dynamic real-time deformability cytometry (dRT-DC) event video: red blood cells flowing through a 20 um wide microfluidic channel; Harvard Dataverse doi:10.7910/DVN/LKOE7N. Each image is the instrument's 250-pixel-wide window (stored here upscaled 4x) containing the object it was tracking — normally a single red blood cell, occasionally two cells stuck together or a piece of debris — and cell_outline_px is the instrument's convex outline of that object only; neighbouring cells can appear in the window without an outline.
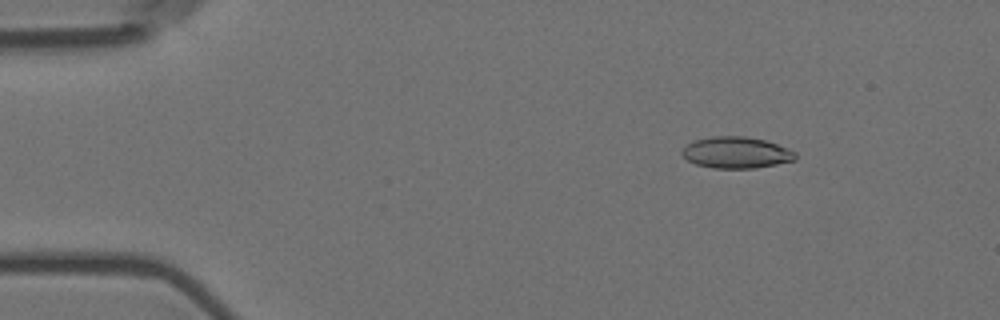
{"species": "Egyptian fruit bat (a non-hibernating species)", "species_latin": "Rousettus aegyptiacus", "temperature_condition": "room temperature", "stored_images_in_passage": 57, "camera_frame_rate_fps": 3000, "um_per_image_px": 0.085, "animal": {"sex": "female"}, "frame": {"image": 1, "passage_image": 8, "time_ms": 2.333, "image_size_px": [1000, 320], "cell_outline_px": [[796, 160], [756, 168], [712, 168], [696, 164], [688, 160], [680, 152], [688, 144], [696, 140], [712, 136], [744, 136], [764, 140], [788, 148], [796, 152]], "centroid_in_image_um": [62.6, 12.97], "position_along_channel_um": 22.4, "area_um2": 20.63}}
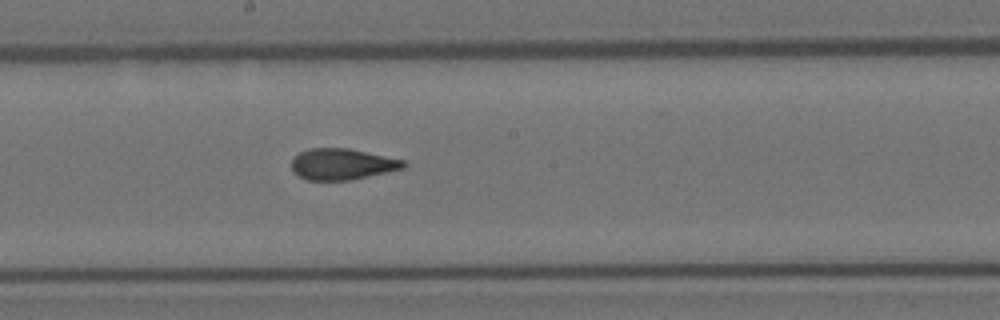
{"frame": {"image": 2, "passage_image": 31, "time_ms": 10.0, "image_size_px": [1000, 320], "cell_outline_px": [[408, 164], [404, 168], [352, 180], [308, 180], [300, 176], [292, 168], [292, 156], [300, 152], [312, 148], [348, 148], [404, 160]], "centroid_in_image_um": [29.09, 13.95], "position_along_channel_um": 219.1, "area_um2": 20.23}}
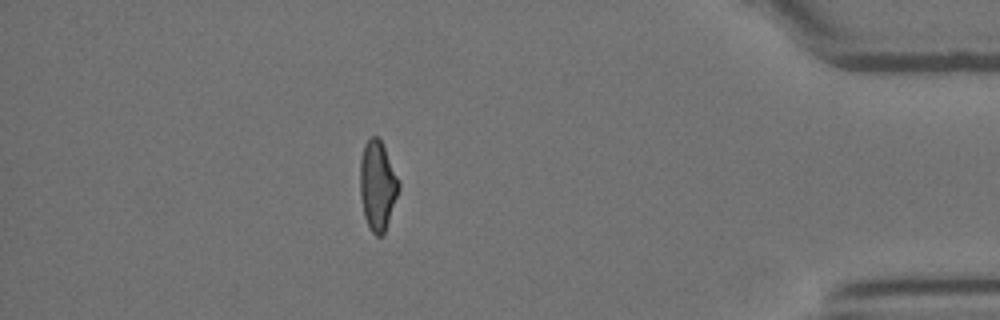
{"frame": {"image": 3, "passage_image": 50, "time_ms": 16.333, "image_size_px": [1000, 320], "cell_outline_px": [[400, 188], [384, 232], [380, 236], [376, 236], [372, 232], [364, 216], [360, 196], [360, 160], [364, 144], [372, 136], [376, 136], [380, 140], [400, 180]], "centroid_in_image_um": [32.09, 15.76], "position_along_channel_um": 403.1, "area_um2": 20.0}, "authors_computed_cell_mechanics": {"area_um2": 20.5768, "velocity_mm_per_s": 3.5964, "shape_relaxation_time_tau1_ms": null, "shape_relaxation_time_tau2_ms": 1.5992, "deformation_change_tau1": null, "deformation_change_tau2": 0.0903}}